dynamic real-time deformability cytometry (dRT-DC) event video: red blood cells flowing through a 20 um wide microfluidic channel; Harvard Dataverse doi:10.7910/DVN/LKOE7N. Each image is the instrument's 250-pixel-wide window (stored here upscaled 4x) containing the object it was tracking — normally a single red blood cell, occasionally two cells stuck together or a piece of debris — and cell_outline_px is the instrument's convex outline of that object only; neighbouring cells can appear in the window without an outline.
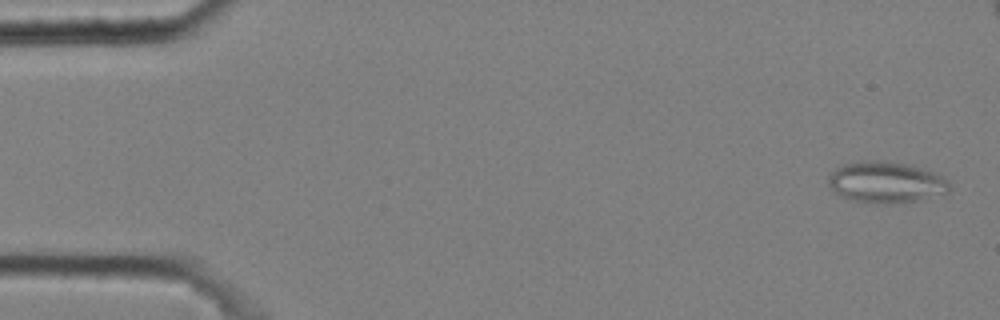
{"species": "common noctule bat (a hibernating species)", "species_latin": "Nyctalus noctula", "temperature_condition": "cold", "stored_images_in_passage": 50, "segment_of_instrument_passage": [1, 2], "camera_frame_rate_fps": 3000, "um_per_image_px": 0.085, "animal": {"sex": "male", "body_mass_g": 20.4}, "frame": {"image": 1, "passage_image": 2, "time_ms": 0.333, "image_size_px": [1000, 320], "cell_outline_px": [[952, 188], [948, 192], [920, 200], [888, 204], [884, 204], [852, 200], [840, 196], [832, 192], [828, 184], [828, 176], [840, 164], [864, 160], [888, 160], [912, 164], [932, 172], [948, 180]], "centroid_in_image_um": [75.28, 15.47], "position_along_channel_um": 9.7, "area_um2": 29.65}}